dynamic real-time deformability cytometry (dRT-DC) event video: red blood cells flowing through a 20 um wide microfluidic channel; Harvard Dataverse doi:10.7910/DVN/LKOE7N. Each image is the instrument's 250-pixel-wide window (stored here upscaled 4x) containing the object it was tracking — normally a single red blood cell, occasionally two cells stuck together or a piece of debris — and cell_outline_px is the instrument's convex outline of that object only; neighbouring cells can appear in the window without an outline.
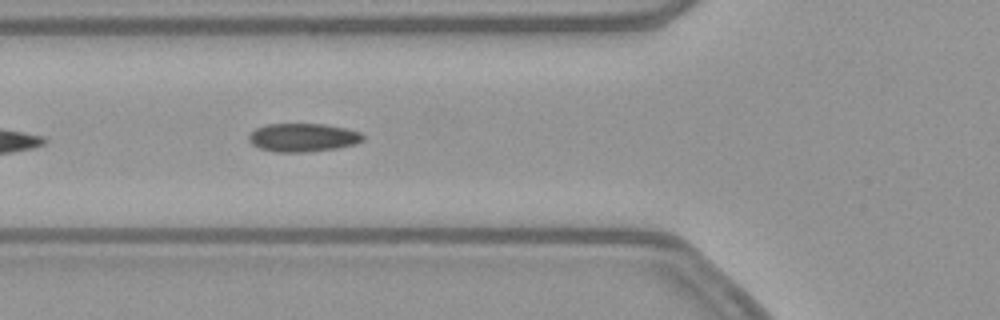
{"species": "common noctule bat (a hibernating species)", "species_latin": "Nyctalus noctula", "temperature_condition": "warm", "stored_images_in_passage": 15, "camera_frame_rate_fps": 3000, "um_per_image_px": 0.085, "animal": {"sex": "female", "body_mass_g": 21.9}, "frame": {"image": 1, "passage_image": 5, "time_ms": 1.333, "image_size_px": [1000, 320], "cell_outline_px": [[364, 140], [356, 144], [336, 148], [308, 152], [276, 152], [260, 148], [252, 144], [248, 140], [248, 136], [256, 128], [268, 124], [324, 124], [344, 128], [360, 132], [364, 136]], "centroid_in_image_um": [25.75, 11.69], "position_along_channel_um": 100.0, "area_um2": 18.84}}
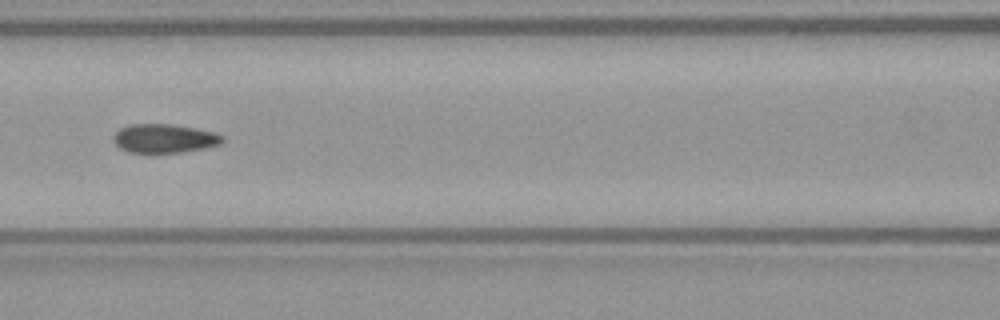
{"frame": {"image": 2, "passage_image": 9, "time_ms": 2.667, "image_size_px": [1000, 320], "cell_outline_px": [[224, 140], [220, 144], [204, 148], [180, 152], [128, 152], [120, 148], [112, 140], [112, 136], [120, 128], [128, 124], [172, 124], [196, 128], [216, 132], [224, 136]], "centroid_in_image_um": [13.96, 11.75], "position_along_channel_um": 152.6, "area_um2": 18.38}}